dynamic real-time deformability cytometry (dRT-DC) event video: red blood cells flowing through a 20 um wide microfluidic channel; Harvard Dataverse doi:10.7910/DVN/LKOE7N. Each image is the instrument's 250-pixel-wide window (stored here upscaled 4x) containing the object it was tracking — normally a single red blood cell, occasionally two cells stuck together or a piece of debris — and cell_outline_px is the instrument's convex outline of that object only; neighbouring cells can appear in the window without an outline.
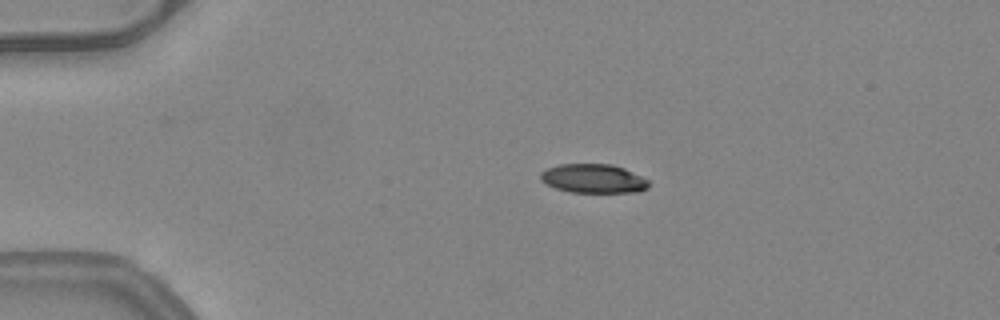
{"species": "common noctule bat (a hibernating species)", "species_latin": "Nyctalus noctula", "temperature_condition": "warm", "stored_images_in_passage": 41, "camera_frame_rate_fps": 3000, "um_per_image_px": 0.085, "animal": {"sex": "female", "body_mass_g": 24.6, "forearm_length_mm": 56.2}, "frame": {"image": 1, "passage_image": 1, "time_ms": 0.0, "image_size_px": [1000, 320], "cell_outline_px": [[648, 188], [640, 192], [572, 192], [556, 188], [540, 180], [540, 172], [548, 168], [560, 164], [612, 164], [624, 168], [648, 180]], "centroid_in_image_um": [50.44, 15.17], "position_along_channel_um": 34.6, "area_um2": 18.15}}
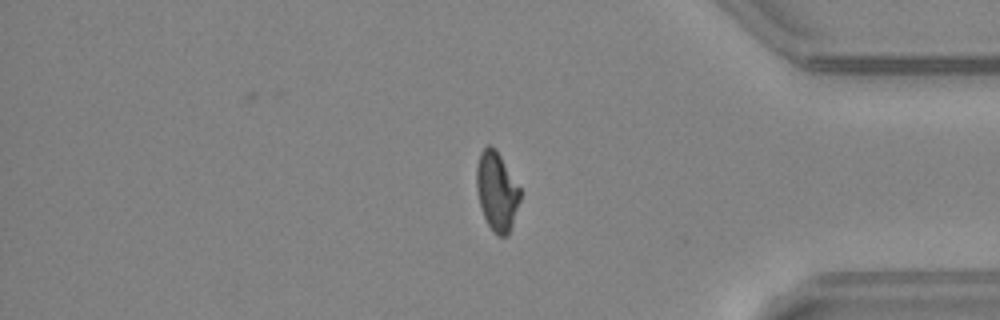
{"frame": {"image": 2, "passage_image": 33, "time_ms": 10.667, "image_size_px": [1000, 320], "cell_outline_px": [[520, 200], [508, 236], [496, 236], [492, 232], [484, 216], [480, 204], [476, 188], [476, 164], [480, 152], [488, 144], [492, 144], [496, 148], [520, 188]], "centroid_in_image_um": [42.21, 16.24], "position_along_channel_um": 393.0, "area_um2": 20.17}}
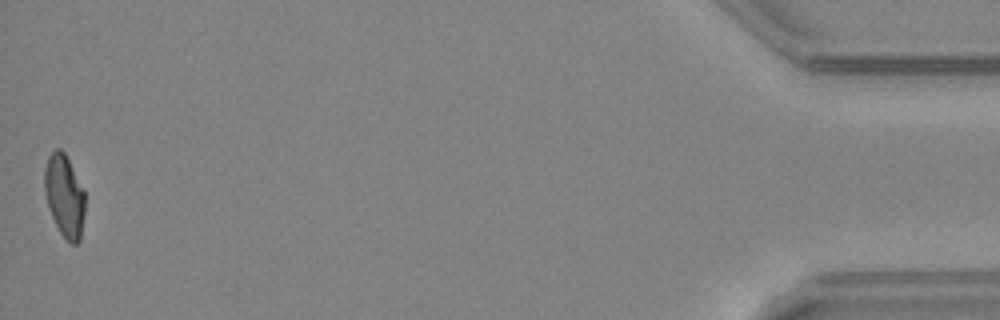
{"frame": {"image": 3, "passage_image": 41, "time_ms": 13.333, "image_size_px": [1000, 320], "cell_outline_px": [[84, 212], [80, 240], [76, 244], [72, 244], [60, 232], [48, 208], [44, 188], [44, 168], [48, 156], [56, 148], [60, 148], [64, 152], [84, 192]], "centroid_in_image_um": [5.45, 16.63], "position_along_channel_um": 429.7, "area_um2": 19.07}, "authors_computed_cell_mechanics": {"area_um2": 20.23, "velocity_mm_per_s": 4.0583, "shape_relaxation_time_tau1_ms": null, "shape_relaxation_time_tau2_ms": 2.7252, "deformation_change_tau1": null, "deformation_change_tau2": 0.0818}}